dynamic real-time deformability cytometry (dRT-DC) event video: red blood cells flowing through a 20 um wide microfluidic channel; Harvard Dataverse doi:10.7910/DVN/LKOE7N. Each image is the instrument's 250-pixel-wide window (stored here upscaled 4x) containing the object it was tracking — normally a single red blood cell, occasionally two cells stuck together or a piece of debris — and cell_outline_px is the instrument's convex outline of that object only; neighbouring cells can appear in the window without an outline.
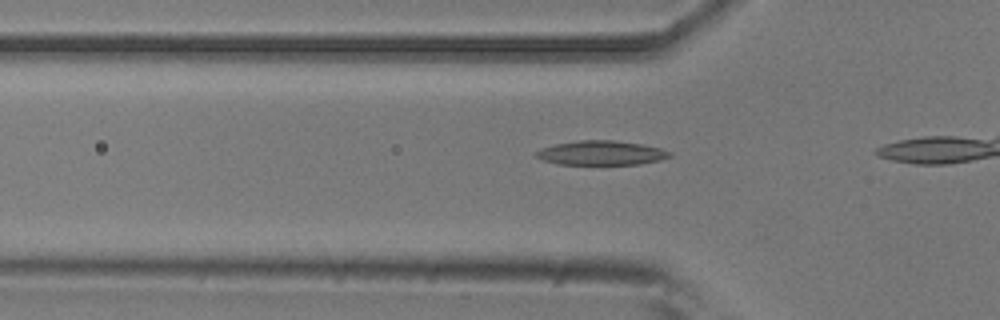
{"species": "common noctule bat (a hibernating species)", "species_latin": "Nyctalus noctula", "temperature_condition": "room temperature", "stored_images_in_passage": 4, "camera_frame_rate_fps": 3000, "um_per_image_px": 0.085, "animal": {"sex": "male", "body_mass_g": 20.5, "forearm_length_mm": 52.5}, "frame": {"image": 1, "passage_image": 4, "time_ms": 1.0, "image_size_px": [1000, 320], "cell_outline_px": [[672, 156], [660, 160], [640, 164], [556, 164], [544, 160], [536, 156], [536, 152], [540, 148], [556, 144], [580, 140], [612, 140], [640, 144], [660, 148], [672, 152]], "centroid_in_image_um": [51.12, 13.0], "position_along_channel_um": 74.7, "area_um2": 18.79}}